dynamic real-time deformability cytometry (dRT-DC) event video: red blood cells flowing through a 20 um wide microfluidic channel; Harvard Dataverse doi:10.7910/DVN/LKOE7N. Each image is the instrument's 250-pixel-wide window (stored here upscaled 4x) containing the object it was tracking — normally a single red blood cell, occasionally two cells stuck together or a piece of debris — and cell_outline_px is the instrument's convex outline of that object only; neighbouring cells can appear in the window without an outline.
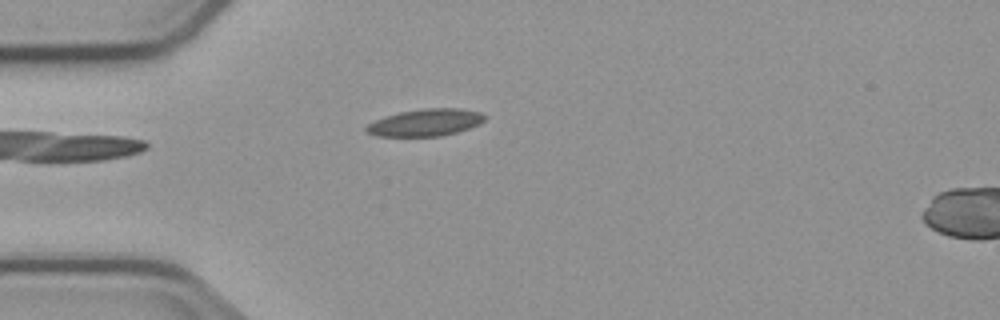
{"species": "common noctule bat (a hibernating species)", "species_latin": "Nyctalus noctula", "temperature_condition": "cold", "stored_images_in_passage": 5, "camera_frame_rate_fps": 3000, "um_per_image_px": 0.085, "animal": {"sex": "male", "body_mass_g": 23.1, "forearm_length_mm": 52.7}, "frame": {"image": 1, "passage_image": 5, "time_ms": 4.667, "image_size_px": [1000, 320], "cell_outline_px": [[488, 116], [480, 124], [456, 132], [440, 136], [376, 136], [368, 132], [364, 128], [368, 124], [384, 116], [400, 112], [424, 108], [460, 108], [480, 112]], "centroid_in_image_um": [36.18, 10.4], "position_along_channel_um": 48.8, "area_um2": 18.67}}